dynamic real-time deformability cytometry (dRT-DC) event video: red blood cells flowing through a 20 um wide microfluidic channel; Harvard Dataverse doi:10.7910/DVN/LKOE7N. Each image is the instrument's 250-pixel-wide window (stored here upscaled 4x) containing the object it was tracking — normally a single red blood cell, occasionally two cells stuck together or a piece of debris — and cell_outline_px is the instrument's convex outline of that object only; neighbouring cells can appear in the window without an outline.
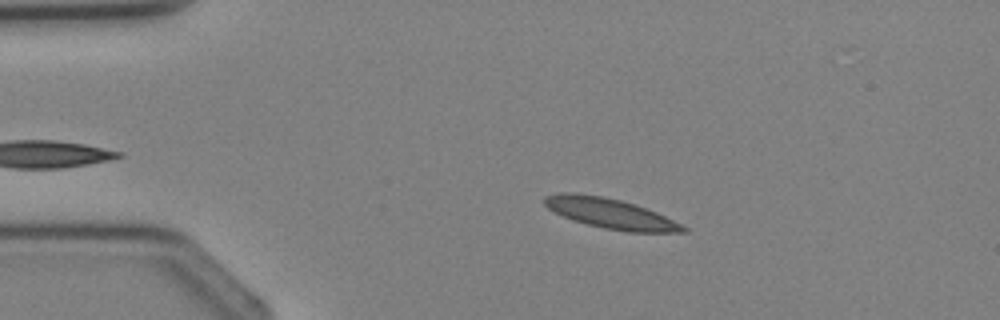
{"species": "Egyptian fruit bat (a non-hibernating species)", "species_latin": "Rousettus aegyptiacus", "temperature_condition": "cold", "stored_images_in_passage": 4, "camera_frame_rate_fps": 3000, "um_per_image_px": 0.085, "animal": {"sex": "female"}, "frame": {"image": 1, "passage_image": 3, "time_ms": 2.333, "image_size_px": [1000, 320], "cell_outline_px": [[688, 232], [628, 232], [604, 228], [588, 224], [564, 216], [548, 208], [544, 204], [544, 196], [560, 192], [576, 192], [604, 196], [636, 204], [656, 212], [688, 228]], "centroid_in_image_um": [51.88, 18.12], "position_along_channel_um": 33.1, "area_um2": 24.16}}